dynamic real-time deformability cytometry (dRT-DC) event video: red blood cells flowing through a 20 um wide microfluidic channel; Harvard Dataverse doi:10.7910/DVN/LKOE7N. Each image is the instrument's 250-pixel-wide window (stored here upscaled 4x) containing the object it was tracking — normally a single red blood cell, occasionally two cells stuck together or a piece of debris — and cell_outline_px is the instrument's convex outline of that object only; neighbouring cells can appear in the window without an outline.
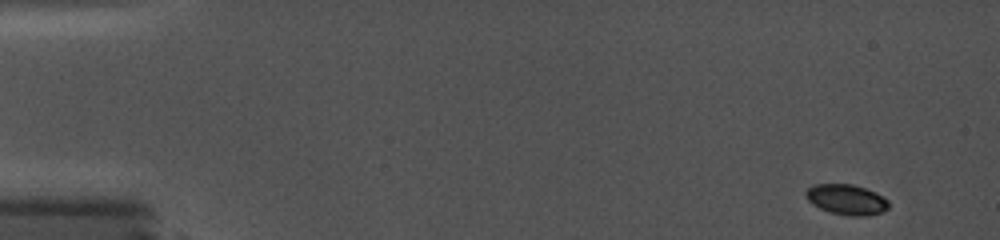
{"species": "common noctule bat (a hibernating species)", "species_latin": "Nyctalus noctula", "temperature_condition": "cold", "stored_images_in_passage": 35, "camera_frame_rate_fps": 5000, "um_per_image_px": 0.085, "animal": {"sex": "female", "body_mass_g": 19.0, "forearm_length_mm": 56.7}, "frame": {"image": 1, "passage_image": 1, "time_ms": 0.0, "image_size_px": [1000, 240], "cell_outline_px": [[888, 208], [880, 212], [864, 216], [852, 216], [832, 212], [820, 208], [812, 204], [804, 196], [804, 192], [812, 184], [852, 184], [876, 192], [884, 196], [888, 200]], "centroid_in_image_um": [71.93, 16.94], "position_along_channel_um": 13.1, "area_um2": 14.62}}
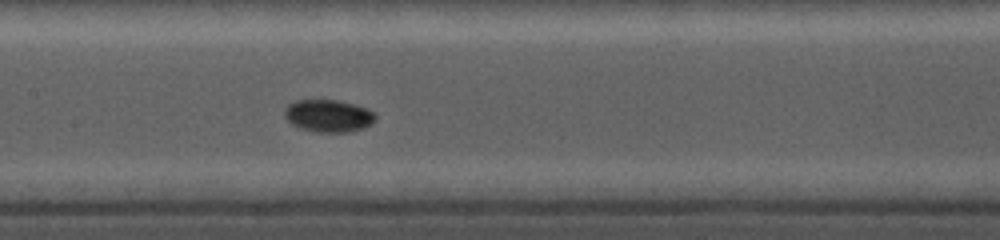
{"frame": {"image": 2, "passage_image": 22, "time_ms": 8.0, "image_size_px": [1000, 240], "cell_outline_px": [[376, 120], [372, 124], [364, 128], [348, 132], [316, 132], [300, 128], [292, 124], [284, 116], [284, 108], [288, 104], [296, 100], [336, 100], [368, 108], [376, 112]], "centroid_in_image_um": [27.94, 9.84], "position_along_channel_um": 179.5, "area_um2": 17.34}}
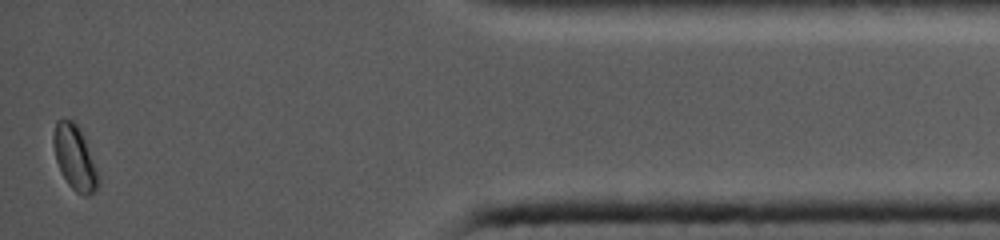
{"frame": {"image": 3, "passage_image": 35, "time_ms": 15.6, "image_size_px": [1000, 240], "cell_outline_px": [[100, 184], [88, 196], [84, 196], [76, 192], [68, 184], [60, 172], [56, 160], [52, 144], [52, 136], [56, 120], [72, 120], [80, 128], [100, 176]], "centroid_in_image_um": [6.34, 13.41], "position_along_channel_um": 428.9, "area_um2": 16.99}}